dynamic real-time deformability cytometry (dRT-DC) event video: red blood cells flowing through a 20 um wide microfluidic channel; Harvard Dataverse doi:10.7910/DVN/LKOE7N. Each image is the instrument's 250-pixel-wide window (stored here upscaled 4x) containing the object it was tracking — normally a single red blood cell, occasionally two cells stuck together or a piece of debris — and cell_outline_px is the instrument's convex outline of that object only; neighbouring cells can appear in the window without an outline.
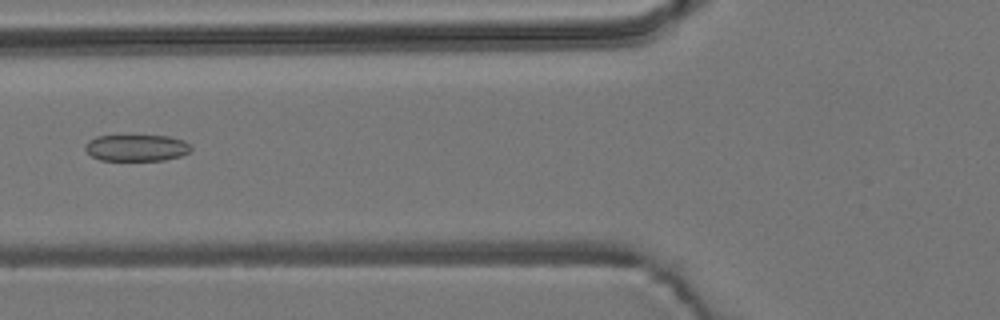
{"species": "common noctule bat (a hibernating species)", "species_latin": "Nyctalus noctula", "temperature_condition": "room temperature", "stored_images_in_passage": 3, "camera_frame_rate_fps": 3000, "um_per_image_px": 0.085, "animal": {"sex": "male", "body_mass_g": 19.2, "forearm_length_mm": 51.8}, "frame": {"image": 1, "passage_image": 3, "time_ms": 2.333, "image_size_px": [1000, 320], "cell_outline_px": [[192, 148], [188, 152], [180, 156], [164, 160], [100, 160], [92, 156], [84, 148], [84, 144], [88, 140], [96, 136], [168, 136], [184, 140]], "centroid_in_image_um": [11.58, 12.56], "position_along_channel_um": 114.2, "area_um2": 16.3}}